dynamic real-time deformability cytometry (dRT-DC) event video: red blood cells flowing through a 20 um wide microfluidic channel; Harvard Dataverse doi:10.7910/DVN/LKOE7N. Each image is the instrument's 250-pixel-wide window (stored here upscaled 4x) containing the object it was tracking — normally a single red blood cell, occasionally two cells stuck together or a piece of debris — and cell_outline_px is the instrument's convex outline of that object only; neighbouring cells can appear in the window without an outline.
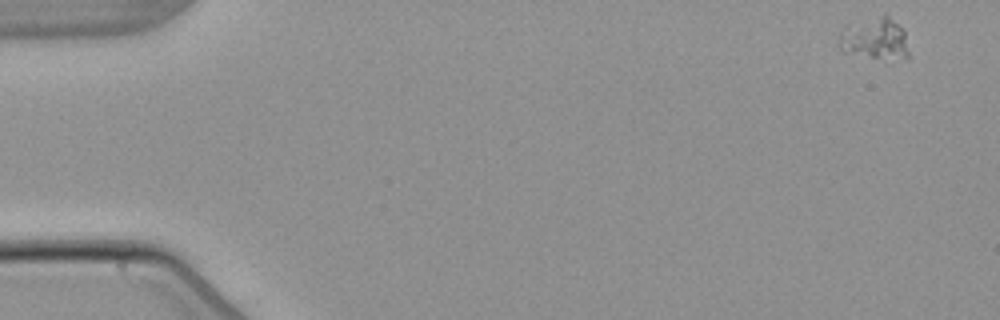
{"species": "common noctule bat (a hibernating species)", "species_latin": "Nyctalus noctula", "temperature_condition": "warm", "stored_images_in_passage": 8, "camera_frame_rate_fps": 3000, "um_per_image_px": 0.085, "animal": {"sex": "male", "body_mass_g": 21.5, "forearm_length_mm": 52.0}, "frame": {"image": 1, "passage_image": 1, "time_ms": 0.0, "image_size_px": [1000, 320], "cell_outline_px": [[908, 60], [872, 56], [844, 52], [840, 48], [840, 36], [884, 16], [888, 16], [904, 28], [908, 52]], "centroid_in_image_um": [74.56, 3.39], "position_along_channel_um": 10.4, "area_um2": 15.03}}
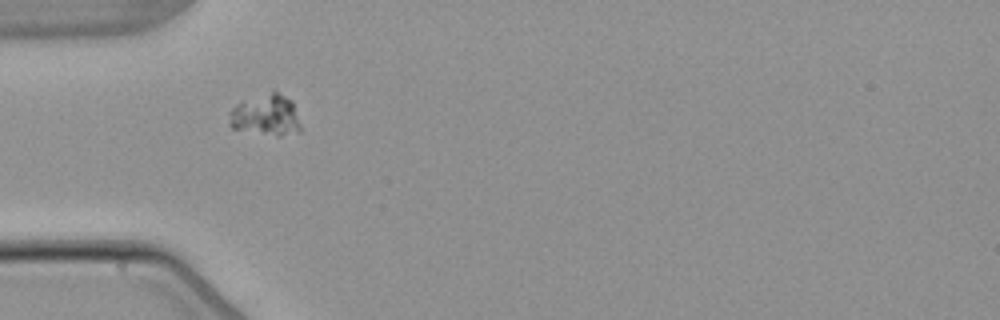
{"frame": {"image": 2, "passage_image": 5, "time_ms": 5.0, "image_size_px": [1000, 320], "cell_outline_px": [[300, 132], [280, 136], [276, 136], [232, 128], [228, 124], [228, 112], [240, 100], [272, 88], [276, 88], [292, 100], [300, 128]], "centroid_in_image_um": [22.56, 9.71], "position_along_channel_um": 62.4, "area_um2": 17.98}}